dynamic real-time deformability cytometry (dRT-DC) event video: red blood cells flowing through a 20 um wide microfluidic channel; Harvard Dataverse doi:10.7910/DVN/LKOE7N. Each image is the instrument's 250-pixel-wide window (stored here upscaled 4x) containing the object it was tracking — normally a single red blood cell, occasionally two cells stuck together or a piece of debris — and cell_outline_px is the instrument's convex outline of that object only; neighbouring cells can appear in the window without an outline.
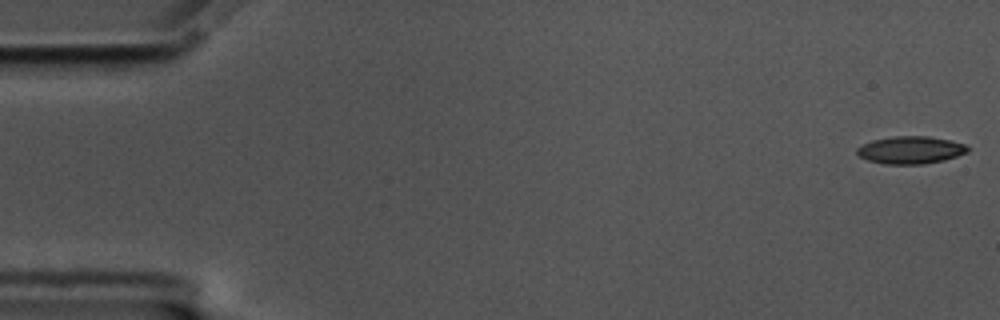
{"species": "common noctule bat (a hibernating species)", "species_latin": "Nyctalus noctula", "temperature_condition": "cold", "stored_images_in_passage": 57, "camera_frame_rate_fps": 3000, "um_per_image_px": 0.085, "animal": {"sex": "male", "body_mass_g": 17.5, "forearm_length_mm": 52.3}, "frame": {"image": 1, "passage_image": 1, "time_ms": 0.0, "image_size_px": [1000, 320], "cell_outline_px": [[968, 152], [944, 160], [924, 164], [884, 164], [868, 160], [860, 156], [856, 152], [856, 148], [872, 140], [892, 136], [928, 136], [952, 140], [964, 144], [968, 148]], "centroid_in_image_um": [77.4, 12.74], "position_along_channel_um": 7.6, "area_um2": 17.74}}
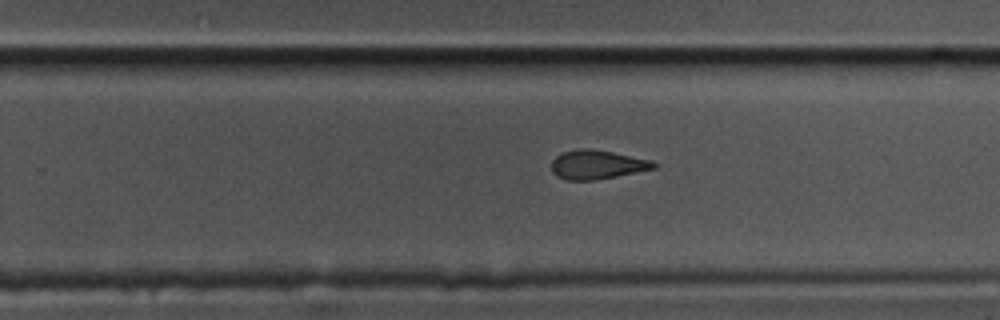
{"frame": {"image": 2, "passage_image": 36, "time_ms": 11.667, "image_size_px": [1000, 320], "cell_outline_px": [[656, 168], [616, 176], [592, 180], [568, 180], [556, 176], [552, 172], [552, 160], [556, 156], [564, 152], [576, 148], [588, 148], [612, 152], [652, 160], [656, 164]], "centroid_in_image_um": [50.73, 13.98], "position_along_channel_um": 279.1, "area_um2": 17.17}}
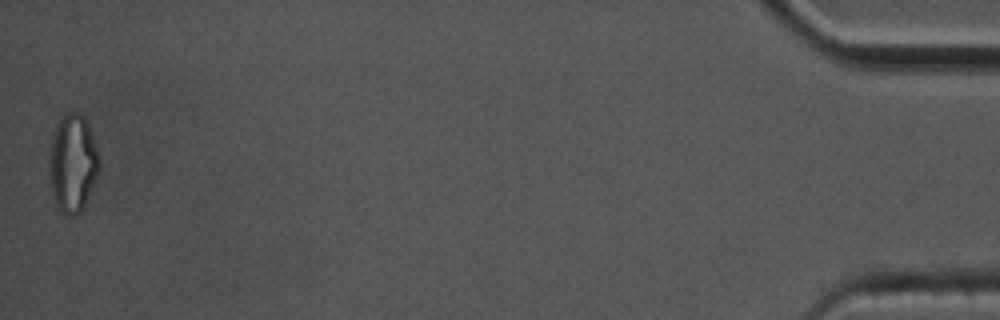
{"frame": {"image": 3, "passage_image": 57, "time_ms": 18.667, "image_size_px": [1000, 320], "cell_outline_px": [[100, 168], [88, 196], [80, 212], [76, 216], [68, 216], [60, 212], [56, 208], [52, 196], [48, 176], [48, 152], [52, 136], [56, 124], [68, 112], [76, 112], [84, 116], [88, 124], [100, 156]], "centroid_in_image_um": [6.14, 13.9], "position_along_channel_um": 429.1, "area_um2": 29.07}, "authors_computed_cell_mechanics": {"area_um2": 18.0914, "velocity_mm_per_s": 3.4992, "shape_relaxation_time_tau1_ms": 5.8493, "shape_relaxation_time_tau2_ms": 2.2761, "deformation_change_tau1": 0.1599, "deformation_change_tau2": 0.0881}}